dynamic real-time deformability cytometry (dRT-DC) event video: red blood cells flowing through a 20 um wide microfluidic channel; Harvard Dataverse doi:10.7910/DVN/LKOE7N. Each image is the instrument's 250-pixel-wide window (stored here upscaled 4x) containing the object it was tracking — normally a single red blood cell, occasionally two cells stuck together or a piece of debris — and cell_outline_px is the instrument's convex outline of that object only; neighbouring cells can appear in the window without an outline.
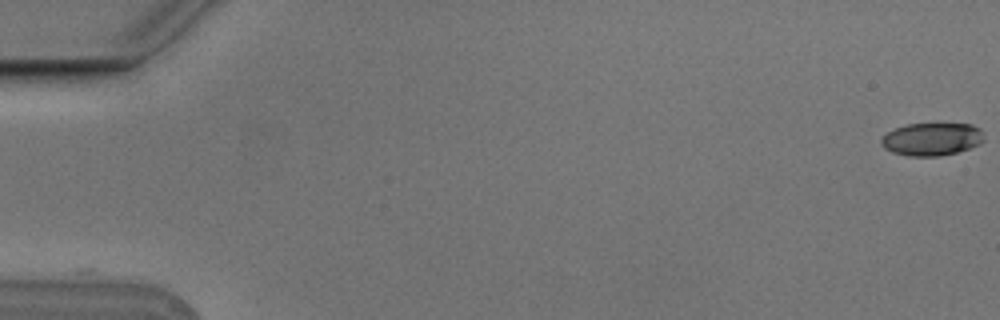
{"species": "Egyptian fruit bat (a non-hibernating species)", "species_latin": "Rousettus aegyptiacus", "temperature_condition": "cold", "stored_images_in_passage": 8, "camera_frame_rate_fps": 3000, "um_per_image_px": 0.085, "animal": {"sex": "male"}, "frame": {"image": 1, "passage_image": 1, "time_ms": 0.0, "image_size_px": [1000, 320], "cell_outline_px": [[984, 140], [980, 144], [956, 152], [940, 156], [908, 156], [892, 152], [884, 148], [880, 144], [880, 136], [896, 128], [908, 124], [972, 124], [980, 128]], "centroid_in_image_um": [79.17, 11.83], "position_along_channel_um": 5.8, "area_um2": 19.65}}
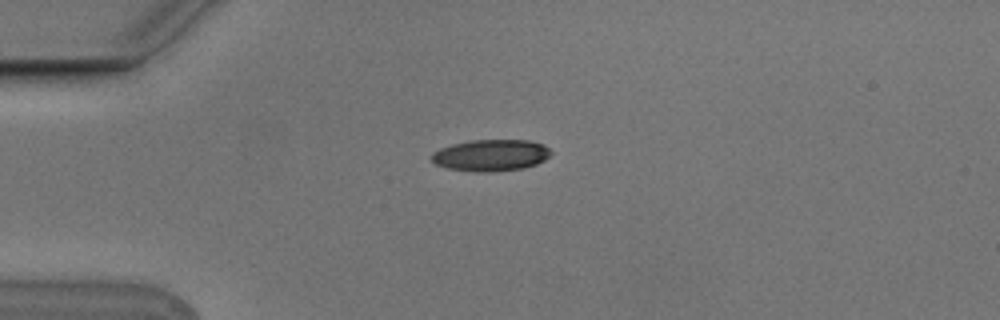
{"frame": {"image": 2, "passage_image": 5, "time_ms": 1.333, "image_size_px": [1000, 320], "cell_outline_px": [[552, 152], [544, 160], [536, 164], [524, 168], [492, 172], [476, 172], [448, 168], [436, 164], [432, 160], [432, 152], [440, 148], [452, 144], [472, 140], [528, 140], [544, 144]], "centroid_in_image_um": [41.73, 13.19], "position_along_channel_um": 43.3, "area_um2": 21.96}}
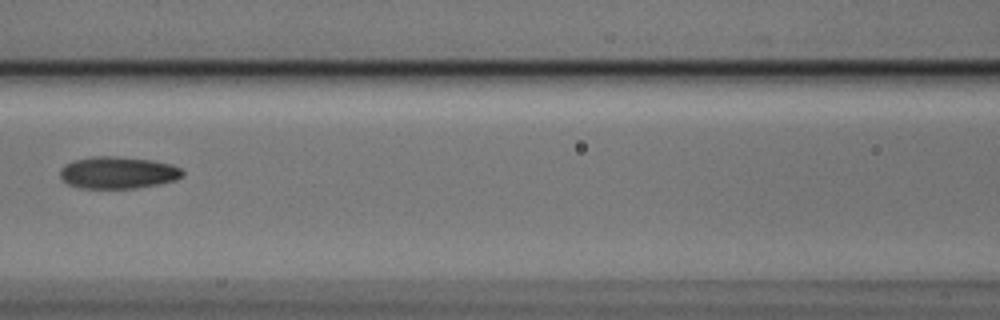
{"frame": {"image": 3, "passage_image": 8, "time_ms": 2.333, "image_size_px": [1000, 320], "cell_outline_px": [[184, 176], [176, 180], [160, 184], [136, 188], [80, 188], [68, 184], [60, 176], [60, 168], [64, 164], [72, 160], [92, 156], [116, 156], [152, 160], [172, 164], [180, 168], [184, 172]], "centroid_in_image_um": [10.03, 14.67], "position_along_channel_um": 156.6, "area_um2": 23.12}}